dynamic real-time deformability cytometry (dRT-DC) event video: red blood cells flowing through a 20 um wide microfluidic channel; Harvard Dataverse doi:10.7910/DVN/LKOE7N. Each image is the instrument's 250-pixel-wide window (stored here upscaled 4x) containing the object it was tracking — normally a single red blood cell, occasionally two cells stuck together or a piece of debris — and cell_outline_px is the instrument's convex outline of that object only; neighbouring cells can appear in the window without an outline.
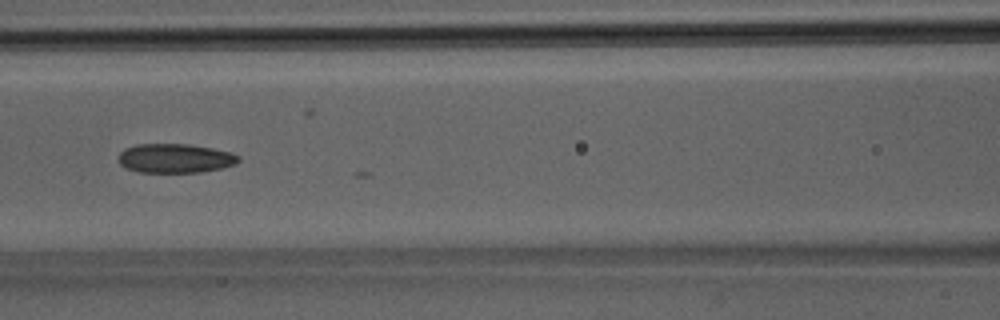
{"species": "Egyptian fruit bat (a non-hibernating species)", "species_latin": "Rousettus aegyptiacus", "temperature_condition": "room temperature", "stored_images_in_passage": 24, "camera_frame_rate_fps": 3000, "um_per_image_px": 0.085, "animal": {"sex": "male"}, "frame": {"image": 1, "passage_image": 18, "time_ms": 5.667, "image_size_px": [1000, 320], "cell_outline_px": [[240, 160], [236, 164], [220, 168], [200, 172], [140, 172], [124, 168], [120, 164], [120, 152], [124, 148], [136, 144], [188, 144], [212, 148], [232, 152], [240, 156]], "centroid_in_image_um": [14.89, 13.45], "position_along_channel_um": 151.7, "area_um2": 20.46}}